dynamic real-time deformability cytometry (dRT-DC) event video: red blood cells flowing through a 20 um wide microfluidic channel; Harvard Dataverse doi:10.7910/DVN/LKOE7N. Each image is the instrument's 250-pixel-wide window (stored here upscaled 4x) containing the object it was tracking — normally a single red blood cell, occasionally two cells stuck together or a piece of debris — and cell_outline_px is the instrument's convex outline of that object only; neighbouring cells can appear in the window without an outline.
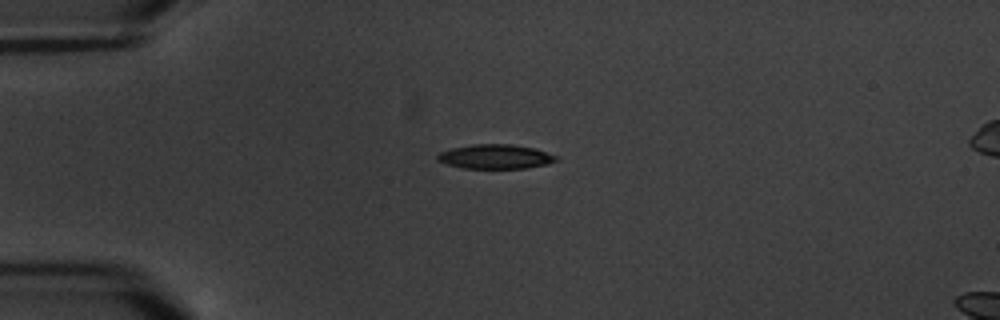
{"species": "common noctule bat (a hibernating species)", "species_latin": "Nyctalus noctula", "temperature_condition": "warm", "stored_images_in_passage": 3, "camera_frame_rate_fps": 3000, "um_per_image_px": 0.085, "animal": {"sex": "male", "body_mass_g": 20.1, "forearm_length_mm": 53.5}, "frame": {"image": 1, "passage_image": 1, "time_ms": 0.0, "image_size_px": [1000, 320], "cell_outline_px": [[560, 160], [548, 164], [528, 168], [464, 168], [448, 164], [436, 160], [436, 156], [440, 152], [452, 148], [472, 144], [512, 144], [536, 148], [560, 156]], "centroid_in_image_um": [42.19, 13.31], "position_along_channel_um": 42.8, "area_um2": 17.11}}